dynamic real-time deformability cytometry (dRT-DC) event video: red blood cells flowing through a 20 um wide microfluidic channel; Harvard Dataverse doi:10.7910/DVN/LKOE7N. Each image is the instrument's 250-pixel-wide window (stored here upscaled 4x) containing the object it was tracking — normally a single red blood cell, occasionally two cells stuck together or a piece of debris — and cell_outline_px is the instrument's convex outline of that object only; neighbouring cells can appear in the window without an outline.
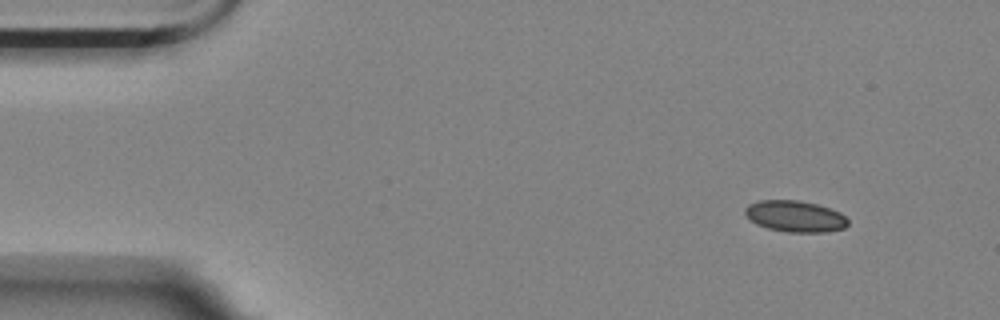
{"species": "Egyptian fruit bat (a non-hibernating species)", "species_latin": "Rousettus aegyptiacus", "temperature_condition": "room temperature", "stored_images_in_passage": 6, "camera_frame_rate_fps": 3000, "um_per_image_px": 0.085, "animal": {"sex": "female"}, "frame": {"image": 1, "passage_image": 1, "time_ms": 0.0, "image_size_px": [1000, 320], "cell_outline_px": [[848, 224], [844, 228], [828, 232], [788, 232], [768, 228], [756, 224], [744, 212], [744, 208], [748, 204], [760, 200], [800, 200], [816, 204], [840, 212], [848, 220]], "centroid_in_image_um": [67.59, 18.38], "position_along_channel_um": 17.4, "area_um2": 18.73}}
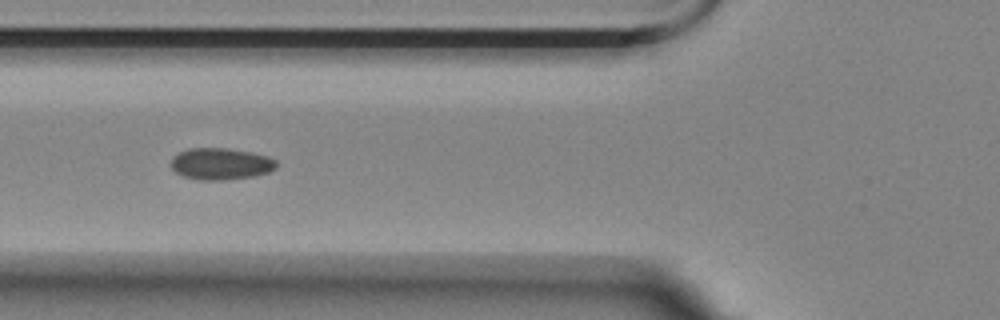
{"frame": {"image": 2, "passage_image": 5, "time_ms": 5.0, "image_size_px": [1000, 320], "cell_outline_px": [[276, 168], [268, 172], [252, 176], [228, 180], [200, 180], [184, 176], [176, 172], [172, 168], [172, 156], [188, 148], [228, 148], [252, 152], [268, 156], [276, 160]], "centroid_in_image_um": [18.77, 13.92], "position_along_channel_um": 107.0, "area_um2": 19.48}}
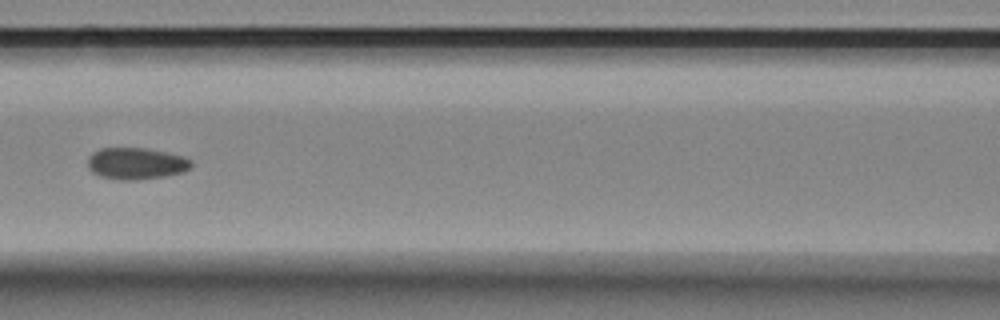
{"frame": {"image": 3, "passage_image": 6, "time_ms": 6.333, "image_size_px": [1000, 320], "cell_outline_px": [[192, 168], [184, 172], [168, 176], [140, 180], [120, 180], [100, 176], [92, 172], [88, 168], [88, 156], [92, 152], [100, 148], [144, 148], [164, 152], [180, 156], [192, 160]], "centroid_in_image_um": [11.57, 13.91], "position_along_channel_um": 155.0, "area_um2": 19.31}}